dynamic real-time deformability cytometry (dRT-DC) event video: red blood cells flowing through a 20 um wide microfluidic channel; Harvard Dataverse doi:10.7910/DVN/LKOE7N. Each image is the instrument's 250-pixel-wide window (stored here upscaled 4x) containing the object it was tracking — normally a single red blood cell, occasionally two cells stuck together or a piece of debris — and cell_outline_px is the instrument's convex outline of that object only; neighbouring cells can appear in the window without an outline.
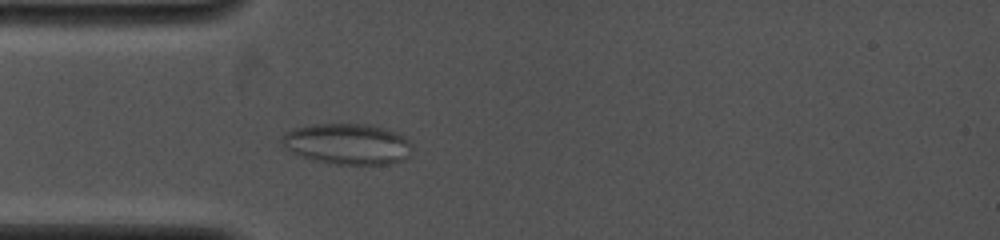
{"species": "common noctule bat (a hibernating species)", "species_latin": "Nyctalus noctula", "temperature_condition": "cold", "stored_images_in_passage": 28, "camera_frame_rate_fps": 4000, "um_per_image_px": 0.085, "animal": {"sex": "female", "body_mass_g": 19.0, "forearm_length_mm": 53.3}, "frame": {"image": 1, "passage_image": 7, "time_ms": 3.0, "image_size_px": [1000, 240], "cell_outline_px": [[412, 148], [408, 156], [404, 160], [388, 164], [336, 164], [316, 160], [292, 152], [280, 140], [280, 136], [284, 132], [296, 128], [312, 124], [372, 124], [388, 128], [404, 136], [412, 144]], "centroid_in_image_um": [29.58, 12.22], "position_along_channel_um": 55.4, "area_um2": 31.04}}
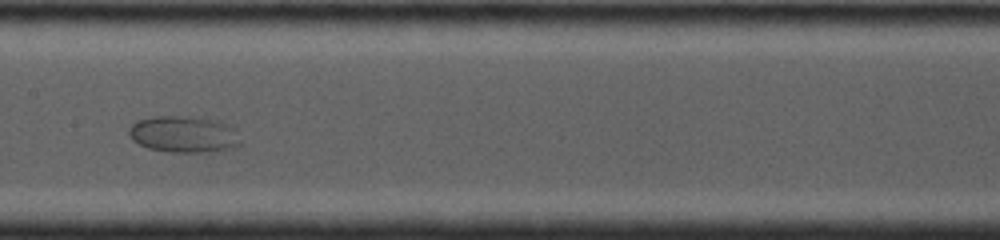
{"frame": {"image": 2, "passage_image": 15, "time_ms": 6.5, "image_size_px": [1000, 240], "cell_outline_px": [[240, 144], [236, 148], [220, 152], [172, 152], [148, 148], [132, 140], [128, 132], [128, 128], [136, 120], [152, 116], [200, 116], [216, 120], [236, 128], [240, 140]], "centroid_in_image_um": [15.66, 11.41], "position_along_channel_um": 191.7, "area_um2": 24.39}}
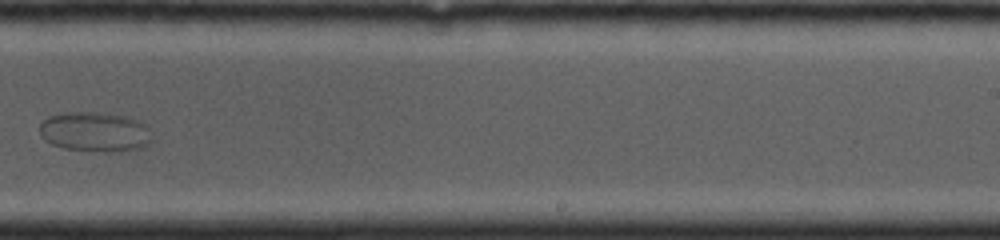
{"frame": {"image": 3, "passage_image": 20, "time_ms": 8.75, "image_size_px": [1000, 240], "cell_outline_px": [[152, 140], [148, 144], [140, 148], [120, 152], [64, 148], [52, 144], [44, 140], [40, 132], [40, 124], [48, 116], [64, 112], [96, 112], [124, 116], [148, 124]], "centroid_in_image_um": [8.09, 11.2], "position_along_channel_um": 280.9, "area_um2": 26.01}}